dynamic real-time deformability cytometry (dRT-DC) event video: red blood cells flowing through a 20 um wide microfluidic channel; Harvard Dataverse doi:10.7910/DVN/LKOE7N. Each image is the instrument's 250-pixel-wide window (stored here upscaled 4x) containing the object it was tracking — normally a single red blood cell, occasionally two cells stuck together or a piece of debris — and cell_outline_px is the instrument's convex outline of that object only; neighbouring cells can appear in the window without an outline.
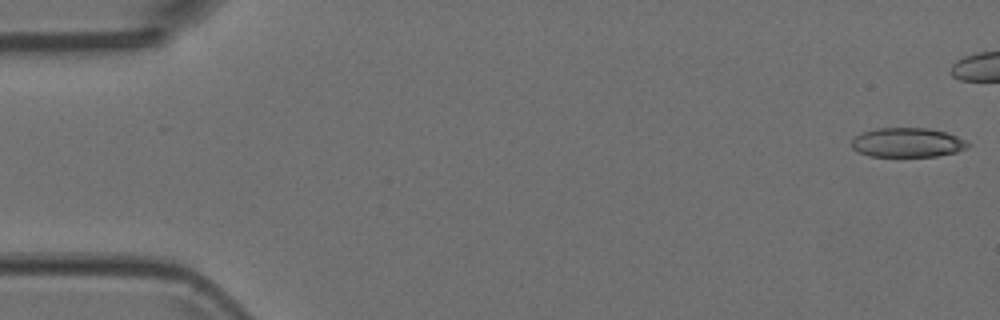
{"species": "Egyptian fruit bat (a non-hibernating species)", "species_latin": "Rousettus aegyptiacus", "temperature_condition": "room temperature", "stored_images_in_passage": 6, "camera_frame_rate_fps": 3000, "um_per_image_px": 0.085, "animal": {"sex": "female"}, "frame": {"image": 1, "passage_image": 1, "time_ms": 0.0, "image_size_px": [1000, 320], "cell_outline_px": [[972, 144], [956, 152], [936, 156], [868, 156], [852, 148], [852, 140], [860, 132], [876, 128], [928, 128], [944, 132], [956, 136]], "centroid_in_image_um": [77.1, 12.11], "position_along_channel_um": 7.9, "area_um2": 19.77}}
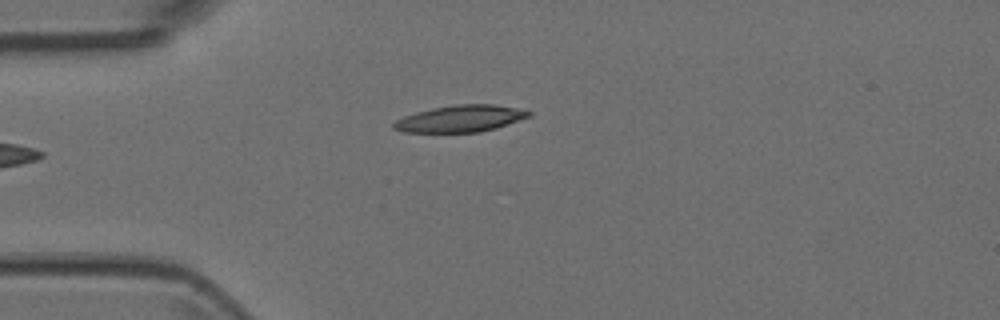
{"frame": {"image": 2, "passage_image": 6, "time_ms": 1.667, "image_size_px": [1000, 320], "cell_outline_px": [[532, 116], [496, 128], [480, 132], [400, 132], [392, 128], [392, 124], [396, 120], [404, 116], [416, 112], [432, 108], [456, 104], [492, 104], [516, 108], [532, 112]], "centroid_in_image_um": [39.12, 10.08], "position_along_channel_um": 45.9, "area_um2": 21.1}}